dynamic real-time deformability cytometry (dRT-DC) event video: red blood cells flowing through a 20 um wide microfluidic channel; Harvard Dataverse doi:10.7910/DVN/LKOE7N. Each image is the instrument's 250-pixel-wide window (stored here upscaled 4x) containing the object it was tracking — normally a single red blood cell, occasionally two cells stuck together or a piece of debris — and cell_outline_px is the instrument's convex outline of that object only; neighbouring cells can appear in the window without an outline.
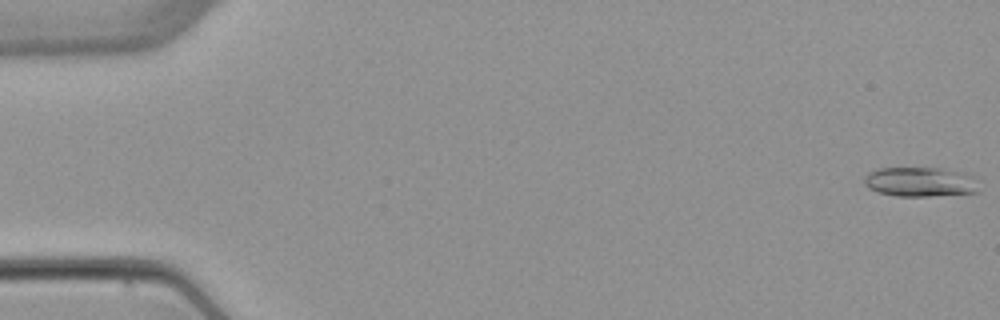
{"species": "common noctule bat (a hibernating species)", "species_latin": "Nyctalus noctula", "temperature_condition": "warm", "stored_images_in_passage": 5, "camera_frame_rate_fps": 3000, "um_per_image_px": 0.085, "animal": {"sex": "female", "body_mass_g": 22.7, "forearm_length_mm": 54.2}, "frame": {"image": 1, "passage_image": 1, "time_ms": 0.0, "image_size_px": [1000, 320], "cell_outline_px": [[976, 192], [928, 196], [896, 196], [880, 192], [868, 188], [864, 184], [864, 176], [868, 172], [880, 168], [940, 168], [964, 172], [972, 176]], "centroid_in_image_um": [78.13, 15.45], "position_along_channel_um": 6.9, "area_um2": 19.42}}
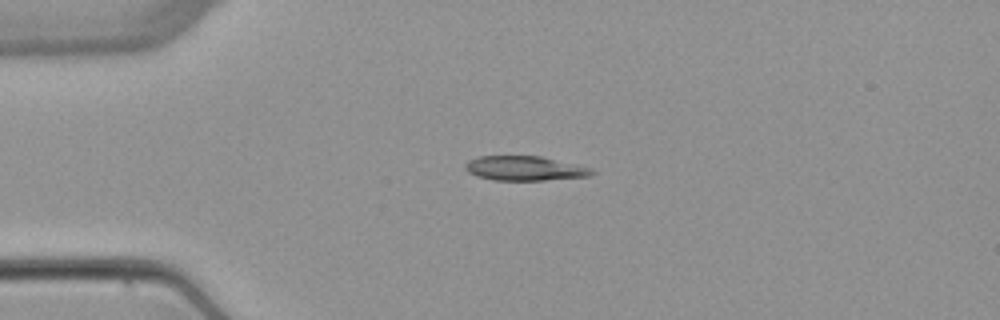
{"frame": {"image": 2, "passage_image": 4, "time_ms": 4.0, "image_size_px": [1000, 320], "cell_outline_px": [[596, 172], [592, 176], [544, 180], [492, 180], [468, 172], [464, 168], [464, 164], [468, 160], [480, 156], [540, 156], [592, 168]], "centroid_in_image_um": [44.61, 14.31], "position_along_channel_um": 40.4, "area_um2": 18.03}}